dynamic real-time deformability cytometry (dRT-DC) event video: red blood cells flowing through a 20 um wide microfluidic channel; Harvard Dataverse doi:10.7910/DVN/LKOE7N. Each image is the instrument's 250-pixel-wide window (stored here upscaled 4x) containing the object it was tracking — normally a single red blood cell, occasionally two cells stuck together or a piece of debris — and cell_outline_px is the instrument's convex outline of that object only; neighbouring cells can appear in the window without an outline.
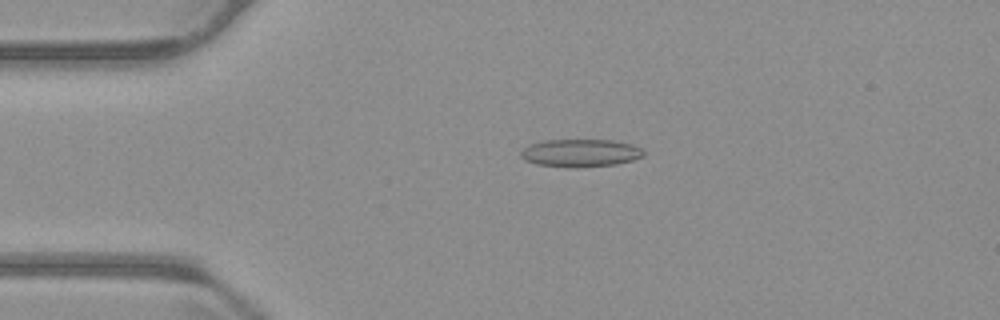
{"species": "common noctule bat (a hibernating species)", "species_latin": "Nyctalus noctula", "temperature_condition": "warm", "stored_images_in_passage": 53, "camera_frame_rate_fps": 3000, "um_per_image_px": 0.085, "animal": {"sex": "male", "body_mass_g": 23.1, "forearm_length_mm": 52.7}, "frame": {"image": 1, "passage_image": 10, "time_ms": 3.0, "image_size_px": [1000, 320], "cell_outline_px": [[644, 156], [632, 160], [616, 164], [572, 168], [536, 164], [524, 160], [520, 156], [520, 152], [524, 148], [532, 144], [544, 140], [612, 140], [632, 144], [644, 148]], "centroid_in_image_um": [49.36, 13.0], "position_along_channel_um": 35.6, "area_um2": 19.94}}
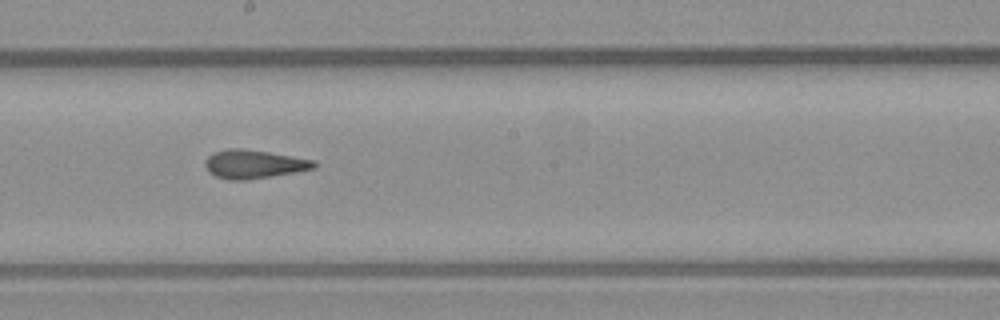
{"frame": {"image": 2, "passage_image": 28, "time_ms": 9.0, "image_size_px": [1000, 320], "cell_outline_px": [[316, 168], [296, 172], [272, 176], [244, 180], [228, 180], [216, 176], [208, 172], [204, 164], [204, 160], [212, 152], [228, 148], [240, 148], [268, 152], [316, 160]], "centroid_in_image_um": [21.55, 13.95], "position_along_channel_um": 226.6, "area_um2": 18.26}}
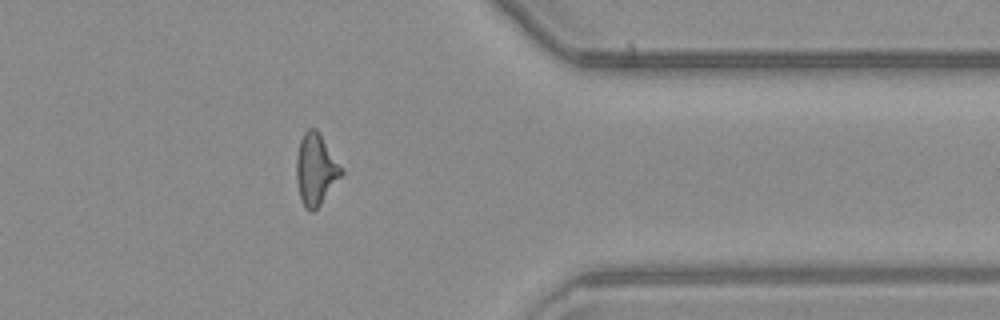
{"frame": {"image": 3, "passage_image": 42, "time_ms": 13.667, "image_size_px": [1000, 320], "cell_outline_px": [[344, 172], [320, 204], [312, 212], [304, 208], [300, 200], [296, 180], [296, 160], [300, 140], [304, 132], [308, 128], [316, 128], [344, 168]], "centroid_in_image_um": [26.84, 14.39], "position_along_channel_um": 384.6, "area_um2": 18.79}, "authors_computed_cell_mechanics": {"area_um2": 18.2648, "velocity_mm_per_s": 3.7371, "shape_relaxation_time_tau1_ms": 6.7842, "shape_relaxation_time_tau2_ms": 2.1534, "deformation_change_tau1": 0.1612, "deformation_change_tau2": 0.1199}}